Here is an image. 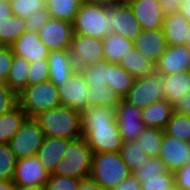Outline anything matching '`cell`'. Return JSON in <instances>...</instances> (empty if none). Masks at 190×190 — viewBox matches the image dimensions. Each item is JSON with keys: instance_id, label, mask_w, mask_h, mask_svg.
Here are the masks:
<instances>
[{"instance_id": "cell-1", "label": "cell", "mask_w": 190, "mask_h": 190, "mask_svg": "<svg viewBox=\"0 0 190 190\" xmlns=\"http://www.w3.org/2000/svg\"><path fill=\"white\" fill-rule=\"evenodd\" d=\"M114 106H87L82 112V137L93 153L119 152L122 136L115 120Z\"/></svg>"}, {"instance_id": "cell-2", "label": "cell", "mask_w": 190, "mask_h": 190, "mask_svg": "<svg viewBox=\"0 0 190 190\" xmlns=\"http://www.w3.org/2000/svg\"><path fill=\"white\" fill-rule=\"evenodd\" d=\"M47 137L78 139L82 137V113L58 106L33 117Z\"/></svg>"}, {"instance_id": "cell-3", "label": "cell", "mask_w": 190, "mask_h": 190, "mask_svg": "<svg viewBox=\"0 0 190 190\" xmlns=\"http://www.w3.org/2000/svg\"><path fill=\"white\" fill-rule=\"evenodd\" d=\"M113 11L109 7L83 1L72 22L73 34L103 39L114 33Z\"/></svg>"}, {"instance_id": "cell-4", "label": "cell", "mask_w": 190, "mask_h": 190, "mask_svg": "<svg viewBox=\"0 0 190 190\" xmlns=\"http://www.w3.org/2000/svg\"><path fill=\"white\" fill-rule=\"evenodd\" d=\"M131 174L119 152L93 153L89 177L103 189H113Z\"/></svg>"}, {"instance_id": "cell-5", "label": "cell", "mask_w": 190, "mask_h": 190, "mask_svg": "<svg viewBox=\"0 0 190 190\" xmlns=\"http://www.w3.org/2000/svg\"><path fill=\"white\" fill-rule=\"evenodd\" d=\"M92 156V149L83 137L71 140L63 158L50 175L87 179L90 176Z\"/></svg>"}, {"instance_id": "cell-6", "label": "cell", "mask_w": 190, "mask_h": 190, "mask_svg": "<svg viewBox=\"0 0 190 190\" xmlns=\"http://www.w3.org/2000/svg\"><path fill=\"white\" fill-rule=\"evenodd\" d=\"M17 100L18 106L28 117H34L41 111L61 106L58 87L50 79L28 85L17 95Z\"/></svg>"}, {"instance_id": "cell-7", "label": "cell", "mask_w": 190, "mask_h": 190, "mask_svg": "<svg viewBox=\"0 0 190 190\" xmlns=\"http://www.w3.org/2000/svg\"><path fill=\"white\" fill-rule=\"evenodd\" d=\"M163 86L164 76L156 72L137 78L123 100L142 110L149 104L164 99Z\"/></svg>"}, {"instance_id": "cell-8", "label": "cell", "mask_w": 190, "mask_h": 190, "mask_svg": "<svg viewBox=\"0 0 190 190\" xmlns=\"http://www.w3.org/2000/svg\"><path fill=\"white\" fill-rule=\"evenodd\" d=\"M45 138L44 132L33 117H27L8 144L17 160L35 156Z\"/></svg>"}, {"instance_id": "cell-9", "label": "cell", "mask_w": 190, "mask_h": 190, "mask_svg": "<svg viewBox=\"0 0 190 190\" xmlns=\"http://www.w3.org/2000/svg\"><path fill=\"white\" fill-rule=\"evenodd\" d=\"M103 50L104 46L101 38H92L79 34H73L72 36L69 51L76 69L105 61Z\"/></svg>"}, {"instance_id": "cell-10", "label": "cell", "mask_w": 190, "mask_h": 190, "mask_svg": "<svg viewBox=\"0 0 190 190\" xmlns=\"http://www.w3.org/2000/svg\"><path fill=\"white\" fill-rule=\"evenodd\" d=\"M61 106L82 113L87 108V93L89 87L79 69L69 77L66 82L58 86Z\"/></svg>"}, {"instance_id": "cell-11", "label": "cell", "mask_w": 190, "mask_h": 190, "mask_svg": "<svg viewBox=\"0 0 190 190\" xmlns=\"http://www.w3.org/2000/svg\"><path fill=\"white\" fill-rule=\"evenodd\" d=\"M38 34L50 51L69 50L73 36L72 22L51 18Z\"/></svg>"}, {"instance_id": "cell-12", "label": "cell", "mask_w": 190, "mask_h": 190, "mask_svg": "<svg viewBox=\"0 0 190 190\" xmlns=\"http://www.w3.org/2000/svg\"><path fill=\"white\" fill-rule=\"evenodd\" d=\"M115 120L123 141L136 140L146 128L141 119V109L124 100L116 106Z\"/></svg>"}, {"instance_id": "cell-13", "label": "cell", "mask_w": 190, "mask_h": 190, "mask_svg": "<svg viewBox=\"0 0 190 190\" xmlns=\"http://www.w3.org/2000/svg\"><path fill=\"white\" fill-rule=\"evenodd\" d=\"M49 177L50 174L35 155L17 160L13 183L18 186L45 187Z\"/></svg>"}, {"instance_id": "cell-14", "label": "cell", "mask_w": 190, "mask_h": 190, "mask_svg": "<svg viewBox=\"0 0 190 190\" xmlns=\"http://www.w3.org/2000/svg\"><path fill=\"white\" fill-rule=\"evenodd\" d=\"M126 3L138 20L141 30L162 29L165 14L159 0H126Z\"/></svg>"}, {"instance_id": "cell-15", "label": "cell", "mask_w": 190, "mask_h": 190, "mask_svg": "<svg viewBox=\"0 0 190 190\" xmlns=\"http://www.w3.org/2000/svg\"><path fill=\"white\" fill-rule=\"evenodd\" d=\"M190 143L163 133L162 144L158 153L168 171H176L188 163Z\"/></svg>"}, {"instance_id": "cell-16", "label": "cell", "mask_w": 190, "mask_h": 190, "mask_svg": "<svg viewBox=\"0 0 190 190\" xmlns=\"http://www.w3.org/2000/svg\"><path fill=\"white\" fill-rule=\"evenodd\" d=\"M190 71V48L186 45L168 46L155 64V72L160 76Z\"/></svg>"}, {"instance_id": "cell-17", "label": "cell", "mask_w": 190, "mask_h": 190, "mask_svg": "<svg viewBox=\"0 0 190 190\" xmlns=\"http://www.w3.org/2000/svg\"><path fill=\"white\" fill-rule=\"evenodd\" d=\"M13 55L32 63L39 59H48L50 50L43 44L37 32L26 30L11 46Z\"/></svg>"}, {"instance_id": "cell-18", "label": "cell", "mask_w": 190, "mask_h": 190, "mask_svg": "<svg viewBox=\"0 0 190 190\" xmlns=\"http://www.w3.org/2000/svg\"><path fill=\"white\" fill-rule=\"evenodd\" d=\"M133 43L138 52L155 64L168 47L162 29L141 30Z\"/></svg>"}, {"instance_id": "cell-19", "label": "cell", "mask_w": 190, "mask_h": 190, "mask_svg": "<svg viewBox=\"0 0 190 190\" xmlns=\"http://www.w3.org/2000/svg\"><path fill=\"white\" fill-rule=\"evenodd\" d=\"M71 139L45 136L36 156L49 174H52L56 165L63 158Z\"/></svg>"}, {"instance_id": "cell-20", "label": "cell", "mask_w": 190, "mask_h": 190, "mask_svg": "<svg viewBox=\"0 0 190 190\" xmlns=\"http://www.w3.org/2000/svg\"><path fill=\"white\" fill-rule=\"evenodd\" d=\"M110 9L113 11L112 27H114V33L134 42L141 32V27L129 5L124 3Z\"/></svg>"}, {"instance_id": "cell-21", "label": "cell", "mask_w": 190, "mask_h": 190, "mask_svg": "<svg viewBox=\"0 0 190 190\" xmlns=\"http://www.w3.org/2000/svg\"><path fill=\"white\" fill-rule=\"evenodd\" d=\"M49 79L58 87L66 82L76 67L69 50H53L48 56Z\"/></svg>"}, {"instance_id": "cell-22", "label": "cell", "mask_w": 190, "mask_h": 190, "mask_svg": "<svg viewBox=\"0 0 190 190\" xmlns=\"http://www.w3.org/2000/svg\"><path fill=\"white\" fill-rule=\"evenodd\" d=\"M168 46L185 45L186 37L190 31V22L181 12L165 16L162 24Z\"/></svg>"}, {"instance_id": "cell-23", "label": "cell", "mask_w": 190, "mask_h": 190, "mask_svg": "<svg viewBox=\"0 0 190 190\" xmlns=\"http://www.w3.org/2000/svg\"><path fill=\"white\" fill-rule=\"evenodd\" d=\"M173 113V104L166 99L149 104L141 110V119L146 127L164 130Z\"/></svg>"}, {"instance_id": "cell-24", "label": "cell", "mask_w": 190, "mask_h": 190, "mask_svg": "<svg viewBox=\"0 0 190 190\" xmlns=\"http://www.w3.org/2000/svg\"><path fill=\"white\" fill-rule=\"evenodd\" d=\"M118 64L130 73L134 79L155 73V63L135 48L128 51Z\"/></svg>"}, {"instance_id": "cell-25", "label": "cell", "mask_w": 190, "mask_h": 190, "mask_svg": "<svg viewBox=\"0 0 190 190\" xmlns=\"http://www.w3.org/2000/svg\"><path fill=\"white\" fill-rule=\"evenodd\" d=\"M190 91V71H182L164 76V99L171 104Z\"/></svg>"}, {"instance_id": "cell-26", "label": "cell", "mask_w": 190, "mask_h": 190, "mask_svg": "<svg viewBox=\"0 0 190 190\" xmlns=\"http://www.w3.org/2000/svg\"><path fill=\"white\" fill-rule=\"evenodd\" d=\"M103 55L105 61L118 64L128 51L134 48V43L129 38L111 33L103 39Z\"/></svg>"}, {"instance_id": "cell-27", "label": "cell", "mask_w": 190, "mask_h": 190, "mask_svg": "<svg viewBox=\"0 0 190 190\" xmlns=\"http://www.w3.org/2000/svg\"><path fill=\"white\" fill-rule=\"evenodd\" d=\"M30 62L22 57L14 55L10 72L5 83L16 94H20L28 86V74Z\"/></svg>"}, {"instance_id": "cell-28", "label": "cell", "mask_w": 190, "mask_h": 190, "mask_svg": "<svg viewBox=\"0 0 190 190\" xmlns=\"http://www.w3.org/2000/svg\"><path fill=\"white\" fill-rule=\"evenodd\" d=\"M27 117V114L18 105L10 112L0 116V143H8Z\"/></svg>"}, {"instance_id": "cell-29", "label": "cell", "mask_w": 190, "mask_h": 190, "mask_svg": "<svg viewBox=\"0 0 190 190\" xmlns=\"http://www.w3.org/2000/svg\"><path fill=\"white\" fill-rule=\"evenodd\" d=\"M25 31V19L14 14L0 21V46L10 47Z\"/></svg>"}, {"instance_id": "cell-30", "label": "cell", "mask_w": 190, "mask_h": 190, "mask_svg": "<svg viewBox=\"0 0 190 190\" xmlns=\"http://www.w3.org/2000/svg\"><path fill=\"white\" fill-rule=\"evenodd\" d=\"M82 0H47L45 7L51 18L73 22Z\"/></svg>"}, {"instance_id": "cell-31", "label": "cell", "mask_w": 190, "mask_h": 190, "mask_svg": "<svg viewBox=\"0 0 190 190\" xmlns=\"http://www.w3.org/2000/svg\"><path fill=\"white\" fill-rule=\"evenodd\" d=\"M134 78L119 64L112 63L108 67V86L123 99L133 85Z\"/></svg>"}, {"instance_id": "cell-32", "label": "cell", "mask_w": 190, "mask_h": 190, "mask_svg": "<svg viewBox=\"0 0 190 190\" xmlns=\"http://www.w3.org/2000/svg\"><path fill=\"white\" fill-rule=\"evenodd\" d=\"M87 106H116L123 100L120 95L107 85L88 86Z\"/></svg>"}, {"instance_id": "cell-33", "label": "cell", "mask_w": 190, "mask_h": 190, "mask_svg": "<svg viewBox=\"0 0 190 190\" xmlns=\"http://www.w3.org/2000/svg\"><path fill=\"white\" fill-rule=\"evenodd\" d=\"M119 153L131 172L137 170L142 163L147 162L150 158L140 147L137 140L123 141Z\"/></svg>"}, {"instance_id": "cell-34", "label": "cell", "mask_w": 190, "mask_h": 190, "mask_svg": "<svg viewBox=\"0 0 190 190\" xmlns=\"http://www.w3.org/2000/svg\"><path fill=\"white\" fill-rule=\"evenodd\" d=\"M163 131L171 137L190 143V115L173 112Z\"/></svg>"}, {"instance_id": "cell-35", "label": "cell", "mask_w": 190, "mask_h": 190, "mask_svg": "<svg viewBox=\"0 0 190 190\" xmlns=\"http://www.w3.org/2000/svg\"><path fill=\"white\" fill-rule=\"evenodd\" d=\"M112 63L107 61L85 65L79 70L82 72L88 86H108V67Z\"/></svg>"}, {"instance_id": "cell-36", "label": "cell", "mask_w": 190, "mask_h": 190, "mask_svg": "<svg viewBox=\"0 0 190 190\" xmlns=\"http://www.w3.org/2000/svg\"><path fill=\"white\" fill-rule=\"evenodd\" d=\"M163 133L161 129L146 127L136 140L147 155L158 156Z\"/></svg>"}, {"instance_id": "cell-37", "label": "cell", "mask_w": 190, "mask_h": 190, "mask_svg": "<svg viewBox=\"0 0 190 190\" xmlns=\"http://www.w3.org/2000/svg\"><path fill=\"white\" fill-rule=\"evenodd\" d=\"M17 159L8 143H0V181H13Z\"/></svg>"}, {"instance_id": "cell-38", "label": "cell", "mask_w": 190, "mask_h": 190, "mask_svg": "<svg viewBox=\"0 0 190 190\" xmlns=\"http://www.w3.org/2000/svg\"><path fill=\"white\" fill-rule=\"evenodd\" d=\"M12 14L26 19L30 14L33 16L38 10L45 7L44 0H9Z\"/></svg>"}, {"instance_id": "cell-39", "label": "cell", "mask_w": 190, "mask_h": 190, "mask_svg": "<svg viewBox=\"0 0 190 190\" xmlns=\"http://www.w3.org/2000/svg\"><path fill=\"white\" fill-rule=\"evenodd\" d=\"M167 171L168 170L164 162L159 158V156H153L150 157L147 162L142 163L137 170L132 172V175L139 182H142V177L158 176V174H163Z\"/></svg>"}, {"instance_id": "cell-40", "label": "cell", "mask_w": 190, "mask_h": 190, "mask_svg": "<svg viewBox=\"0 0 190 190\" xmlns=\"http://www.w3.org/2000/svg\"><path fill=\"white\" fill-rule=\"evenodd\" d=\"M141 190H170L174 185V174L167 171L158 176L142 177Z\"/></svg>"}, {"instance_id": "cell-41", "label": "cell", "mask_w": 190, "mask_h": 190, "mask_svg": "<svg viewBox=\"0 0 190 190\" xmlns=\"http://www.w3.org/2000/svg\"><path fill=\"white\" fill-rule=\"evenodd\" d=\"M28 85H35L49 79L48 59H39L29 67Z\"/></svg>"}, {"instance_id": "cell-42", "label": "cell", "mask_w": 190, "mask_h": 190, "mask_svg": "<svg viewBox=\"0 0 190 190\" xmlns=\"http://www.w3.org/2000/svg\"><path fill=\"white\" fill-rule=\"evenodd\" d=\"M80 180L68 176L50 175L45 190H77Z\"/></svg>"}, {"instance_id": "cell-43", "label": "cell", "mask_w": 190, "mask_h": 190, "mask_svg": "<svg viewBox=\"0 0 190 190\" xmlns=\"http://www.w3.org/2000/svg\"><path fill=\"white\" fill-rule=\"evenodd\" d=\"M17 105V95L7 84L0 85V116L10 112Z\"/></svg>"}, {"instance_id": "cell-44", "label": "cell", "mask_w": 190, "mask_h": 190, "mask_svg": "<svg viewBox=\"0 0 190 190\" xmlns=\"http://www.w3.org/2000/svg\"><path fill=\"white\" fill-rule=\"evenodd\" d=\"M51 19V16L44 7L41 10H38L37 13L33 16L30 14L26 19V30L37 32L42 29V27Z\"/></svg>"}, {"instance_id": "cell-45", "label": "cell", "mask_w": 190, "mask_h": 190, "mask_svg": "<svg viewBox=\"0 0 190 190\" xmlns=\"http://www.w3.org/2000/svg\"><path fill=\"white\" fill-rule=\"evenodd\" d=\"M13 53L10 47L0 46V75L6 80L13 62Z\"/></svg>"}, {"instance_id": "cell-46", "label": "cell", "mask_w": 190, "mask_h": 190, "mask_svg": "<svg viewBox=\"0 0 190 190\" xmlns=\"http://www.w3.org/2000/svg\"><path fill=\"white\" fill-rule=\"evenodd\" d=\"M174 185L182 190H190V164L184 165L182 168L173 172Z\"/></svg>"}, {"instance_id": "cell-47", "label": "cell", "mask_w": 190, "mask_h": 190, "mask_svg": "<svg viewBox=\"0 0 190 190\" xmlns=\"http://www.w3.org/2000/svg\"><path fill=\"white\" fill-rule=\"evenodd\" d=\"M173 112L190 115V91L173 104Z\"/></svg>"}, {"instance_id": "cell-48", "label": "cell", "mask_w": 190, "mask_h": 190, "mask_svg": "<svg viewBox=\"0 0 190 190\" xmlns=\"http://www.w3.org/2000/svg\"><path fill=\"white\" fill-rule=\"evenodd\" d=\"M163 13L166 15L180 12L182 0H159Z\"/></svg>"}, {"instance_id": "cell-49", "label": "cell", "mask_w": 190, "mask_h": 190, "mask_svg": "<svg viewBox=\"0 0 190 190\" xmlns=\"http://www.w3.org/2000/svg\"><path fill=\"white\" fill-rule=\"evenodd\" d=\"M110 190H141L140 182L131 174L123 180L118 186Z\"/></svg>"}, {"instance_id": "cell-50", "label": "cell", "mask_w": 190, "mask_h": 190, "mask_svg": "<svg viewBox=\"0 0 190 190\" xmlns=\"http://www.w3.org/2000/svg\"><path fill=\"white\" fill-rule=\"evenodd\" d=\"M77 190H105L93 179L88 177L87 179L80 180Z\"/></svg>"}, {"instance_id": "cell-51", "label": "cell", "mask_w": 190, "mask_h": 190, "mask_svg": "<svg viewBox=\"0 0 190 190\" xmlns=\"http://www.w3.org/2000/svg\"><path fill=\"white\" fill-rule=\"evenodd\" d=\"M12 11L9 0H0V21L11 17Z\"/></svg>"}, {"instance_id": "cell-52", "label": "cell", "mask_w": 190, "mask_h": 190, "mask_svg": "<svg viewBox=\"0 0 190 190\" xmlns=\"http://www.w3.org/2000/svg\"><path fill=\"white\" fill-rule=\"evenodd\" d=\"M85 2L111 8L126 3V0H85Z\"/></svg>"}, {"instance_id": "cell-53", "label": "cell", "mask_w": 190, "mask_h": 190, "mask_svg": "<svg viewBox=\"0 0 190 190\" xmlns=\"http://www.w3.org/2000/svg\"><path fill=\"white\" fill-rule=\"evenodd\" d=\"M0 190H15L13 181H0Z\"/></svg>"}, {"instance_id": "cell-54", "label": "cell", "mask_w": 190, "mask_h": 190, "mask_svg": "<svg viewBox=\"0 0 190 190\" xmlns=\"http://www.w3.org/2000/svg\"><path fill=\"white\" fill-rule=\"evenodd\" d=\"M180 12L190 22V3L183 4L181 6Z\"/></svg>"}, {"instance_id": "cell-55", "label": "cell", "mask_w": 190, "mask_h": 190, "mask_svg": "<svg viewBox=\"0 0 190 190\" xmlns=\"http://www.w3.org/2000/svg\"><path fill=\"white\" fill-rule=\"evenodd\" d=\"M15 190H45V187H40V186H18V185H15Z\"/></svg>"}, {"instance_id": "cell-56", "label": "cell", "mask_w": 190, "mask_h": 190, "mask_svg": "<svg viewBox=\"0 0 190 190\" xmlns=\"http://www.w3.org/2000/svg\"><path fill=\"white\" fill-rule=\"evenodd\" d=\"M185 45L190 48V31L188 32V36L186 37Z\"/></svg>"}, {"instance_id": "cell-57", "label": "cell", "mask_w": 190, "mask_h": 190, "mask_svg": "<svg viewBox=\"0 0 190 190\" xmlns=\"http://www.w3.org/2000/svg\"><path fill=\"white\" fill-rule=\"evenodd\" d=\"M6 84L5 79L0 75V85Z\"/></svg>"}, {"instance_id": "cell-58", "label": "cell", "mask_w": 190, "mask_h": 190, "mask_svg": "<svg viewBox=\"0 0 190 190\" xmlns=\"http://www.w3.org/2000/svg\"><path fill=\"white\" fill-rule=\"evenodd\" d=\"M170 190H182V189L177 187L176 185H173V187Z\"/></svg>"}, {"instance_id": "cell-59", "label": "cell", "mask_w": 190, "mask_h": 190, "mask_svg": "<svg viewBox=\"0 0 190 190\" xmlns=\"http://www.w3.org/2000/svg\"><path fill=\"white\" fill-rule=\"evenodd\" d=\"M190 3V0H182V4H188Z\"/></svg>"}, {"instance_id": "cell-60", "label": "cell", "mask_w": 190, "mask_h": 190, "mask_svg": "<svg viewBox=\"0 0 190 190\" xmlns=\"http://www.w3.org/2000/svg\"><path fill=\"white\" fill-rule=\"evenodd\" d=\"M189 156H188V164H190V150L188 152Z\"/></svg>"}]
</instances>
